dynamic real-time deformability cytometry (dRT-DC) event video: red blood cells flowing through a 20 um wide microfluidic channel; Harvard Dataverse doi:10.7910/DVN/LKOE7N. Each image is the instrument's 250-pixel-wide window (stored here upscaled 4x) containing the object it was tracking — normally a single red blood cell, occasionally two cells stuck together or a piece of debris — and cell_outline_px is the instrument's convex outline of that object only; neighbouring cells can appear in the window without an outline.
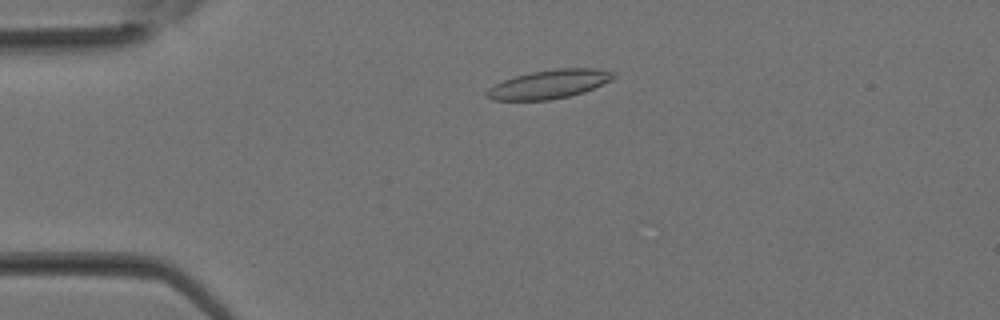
{"species": "Egyptian fruit bat (a non-hibernating species)", "species_latin": "Rousettus aegyptiacus", "temperature_condition": "room temperature", "stored_images_in_passage": 32, "camera_frame_rate_fps": 3000, "um_per_image_px": 0.085, "animal": {"sex": "female"}, "frame": {"image": 1, "passage_image": 7, "time_ms": 2.0, "image_size_px": [1000, 320], "cell_outline_px": [[616, 76], [612, 80], [584, 92], [568, 96], [548, 100], [492, 100], [484, 96], [484, 92], [488, 88], [504, 80], [516, 76], [532, 72], [556, 68], [596, 68], [612, 72]], "centroid_in_image_um": [46.66, 7.16], "position_along_channel_um": 38.3, "area_um2": 21.15}}
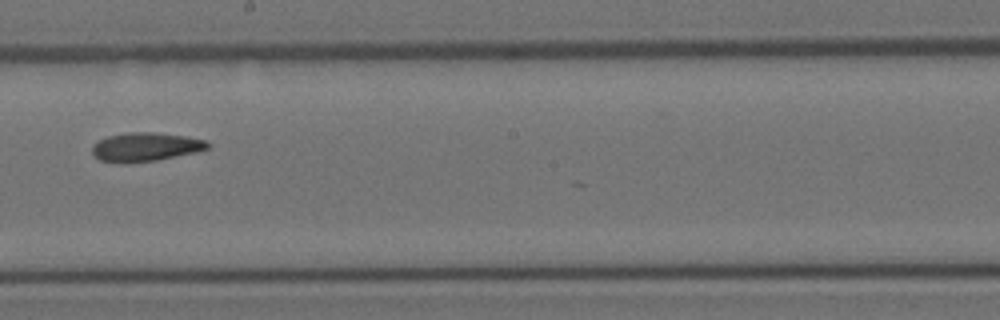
{"frame": {"image": 2, "passage_image": 18, "time_ms": 5.667, "image_size_px": [1000, 320], "cell_outline_px": [[212, 144], [208, 148], [196, 152], [156, 160], [120, 164], [100, 160], [92, 152], [92, 144], [108, 136], [128, 132], [152, 132], [184, 136], [208, 140]], "centroid_in_image_um": [12.37, 12.49], "position_along_channel_um": 235.8, "area_um2": 19.42}}
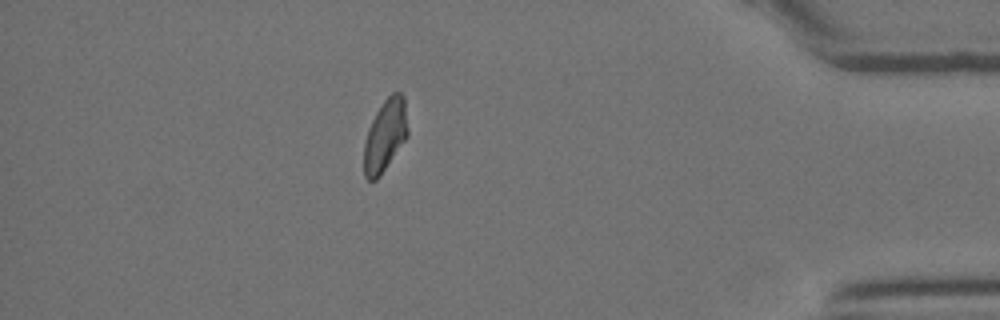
{"frame": {"image": 3, "passage_image": 28, "time_ms": 9.0, "image_size_px": [1000, 320], "cell_outline_px": [[408, 136], [380, 176], [376, 180], [368, 180], [364, 176], [364, 144], [368, 128], [376, 112], [384, 100], [392, 92], [400, 92], [404, 96], [408, 128]], "centroid_in_image_um": [32.74, 11.51], "position_along_channel_um": 402.5, "area_um2": 18.44}}